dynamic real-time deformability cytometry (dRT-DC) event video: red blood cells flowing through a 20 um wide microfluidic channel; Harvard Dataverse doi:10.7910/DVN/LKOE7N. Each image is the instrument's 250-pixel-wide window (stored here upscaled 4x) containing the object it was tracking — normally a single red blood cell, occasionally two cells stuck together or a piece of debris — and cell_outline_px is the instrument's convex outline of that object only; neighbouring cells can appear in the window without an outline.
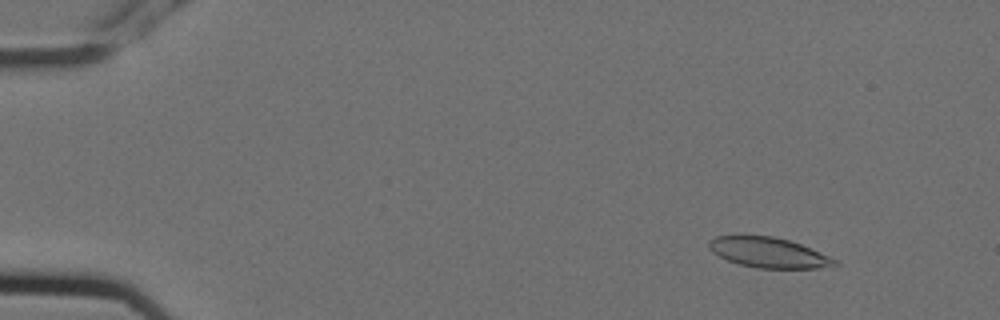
{"species": "Egyptian fruit bat (a non-hibernating species)", "species_latin": "Rousettus aegyptiacus", "temperature_condition": "cold", "stored_images_in_passage": 5, "segment_of_instrument_passage": [1, 2], "camera_frame_rate_fps": 3000, "um_per_image_px": 0.085, "animal": {"sex": "female"}, "frame": {"image": 1, "passage_image": 1, "time_ms": 0.0, "image_size_px": [1000, 320], "cell_outline_px": [[840, 264], [816, 268], [760, 268], [740, 264], [728, 260], [712, 252], [708, 244], [708, 240], [716, 236], [736, 232], [772, 236], [788, 240], [800, 244], [840, 260]], "centroid_in_image_um": [65.27, 21.42], "position_along_channel_um": 19.7, "area_um2": 22.72}}
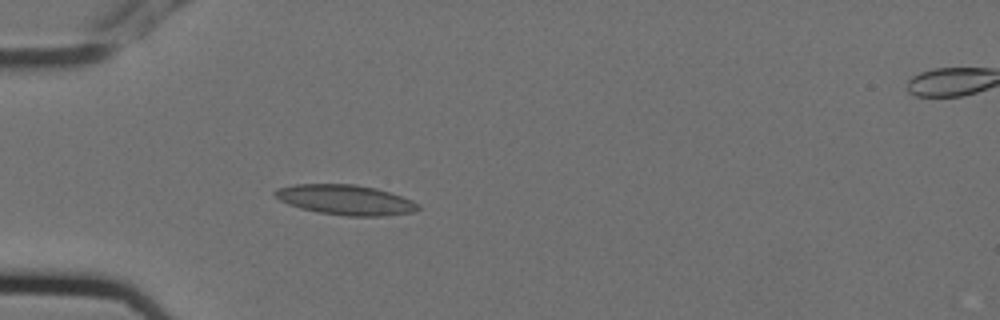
{"frame": {"image": 2, "passage_image": 4, "time_ms": 1.0, "image_size_px": [1000, 320], "cell_outline_px": [[420, 208], [412, 212], [380, 216], [348, 216], [316, 212], [300, 208], [288, 204], [280, 200], [272, 192], [276, 188], [296, 184], [356, 184], [376, 188], [412, 200], [420, 204]], "centroid_in_image_um": [29.34, 16.98], "position_along_channel_um": 55.7, "area_um2": 25.03}}